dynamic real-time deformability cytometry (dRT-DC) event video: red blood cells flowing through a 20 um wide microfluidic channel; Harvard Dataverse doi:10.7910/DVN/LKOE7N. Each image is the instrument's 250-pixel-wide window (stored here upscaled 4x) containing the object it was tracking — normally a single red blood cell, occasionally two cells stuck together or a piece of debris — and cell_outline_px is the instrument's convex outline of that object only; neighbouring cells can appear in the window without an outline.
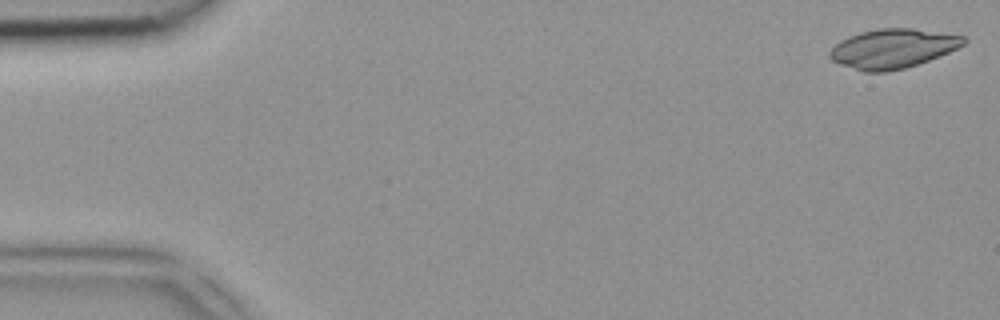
{"species": "common noctule bat (a hibernating species)", "species_latin": "Nyctalus noctula", "temperature_condition": "room temperature", "stored_images_in_passage": 14, "camera_frame_rate_fps": 3000, "um_per_image_px": 0.085, "animal": {"sex": "female", "body_mass_g": 18.4}, "frame": {"image": 1, "passage_image": 1, "time_ms": 0.0, "image_size_px": [1000, 320], "cell_outline_px": [[968, 40], [964, 44], [948, 52], [928, 60], [904, 68], [884, 72], [864, 72], [840, 64], [832, 60], [828, 56], [828, 52], [840, 40], [848, 36], [860, 32], [880, 28], [912, 28], [964, 36]], "centroid_in_image_um": [75.85, 4.12], "position_along_channel_um": 9.2, "area_um2": 30.46}}